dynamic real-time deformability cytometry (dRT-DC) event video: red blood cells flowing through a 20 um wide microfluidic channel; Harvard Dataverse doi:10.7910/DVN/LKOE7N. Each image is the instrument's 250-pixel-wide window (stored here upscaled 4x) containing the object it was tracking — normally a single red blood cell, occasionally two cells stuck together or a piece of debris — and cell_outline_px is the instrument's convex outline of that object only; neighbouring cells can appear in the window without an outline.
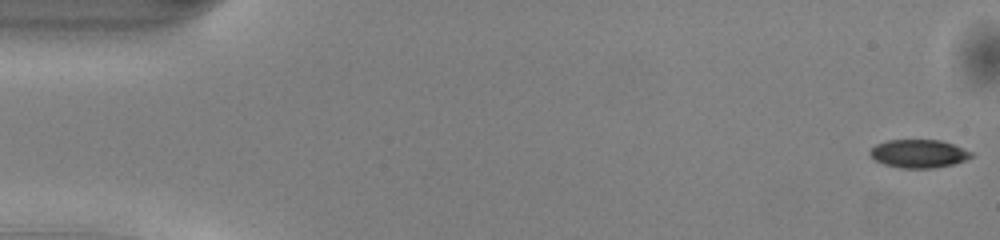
{"species": "common noctule bat (a hibernating species)", "species_latin": "Nyctalus noctula", "temperature_condition": "warm", "stored_images_in_passage": 50, "camera_frame_rate_fps": 3000, "um_per_image_px": 0.085, "animal": {"sex": "male", "body_mass_g": 13.0, "forearm_length_mm": 53.1}, "frame": {"image": 1, "passage_image": 1, "time_ms": 0.0, "image_size_px": [1000, 240], "cell_outline_px": [[972, 156], [964, 160], [952, 164], [932, 168], [900, 168], [884, 164], [876, 160], [868, 152], [876, 144], [888, 140], [940, 140], [952, 144], [972, 152]], "centroid_in_image_um": [78.06, 13.06], "position_along_channel_um": 6.9, "area_um2": 16.42}}
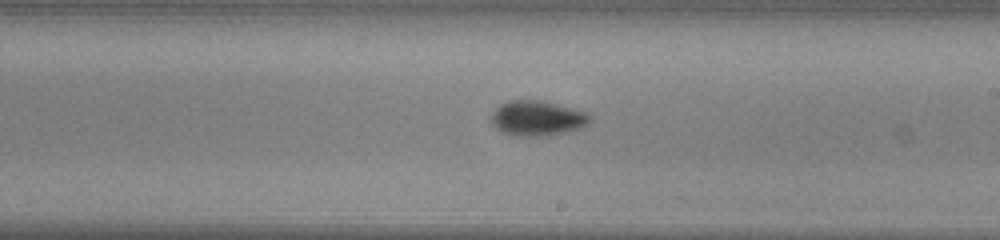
{"frame": {"image": 2, "passage_image": 29, "time_ms": 9.333, "image_size_px": [1000, 240], "cell_outline_px": [[592, 120], [588, 124], [580, 128], [548, 136], [516, 136], [504, 132], [496, 128], [492, 124], [492, 112], [500, 104], [512, 100], [540, 100], [588, 112], [592, 116]], "centroid_in_image_um": [45.7, 10.05], "position_along_channel_um": 243.3, "area_um2": 20.17}}
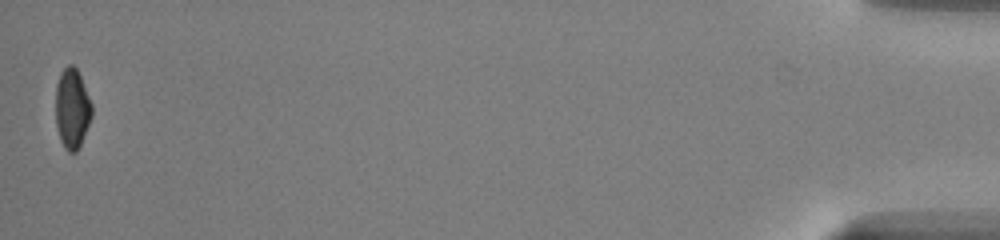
{"frame": {"image": 3, "passage_image": 50, "time_ms": 16.333, "image_size_px": [1000, 240], "cell_outline_px": [[92, 116], [80, 144], [76, 152], [68, 152], [64, 148], [60, 140], [56, 124], [56, 84], [60, 72], [68, 64], [72, 64], [76, 68], [80, 76], [92, 104]], "centroid_in_image_um": [6.12, 9.22], "position_along_channel_um": 429.1, "area_um2": 16.82}, "authors_computed_cell_mechanics": {"area_um2": 18.0625, "velocity_mm_per_s": 4.0855, "shape_relaxation_time_tau1_ms": 2.222, "shape_relaxation_time_tau2_ms": 6.5775, "deformation_change_tau1": 0.0993, "deformation_change_tau2": 0.0845}}